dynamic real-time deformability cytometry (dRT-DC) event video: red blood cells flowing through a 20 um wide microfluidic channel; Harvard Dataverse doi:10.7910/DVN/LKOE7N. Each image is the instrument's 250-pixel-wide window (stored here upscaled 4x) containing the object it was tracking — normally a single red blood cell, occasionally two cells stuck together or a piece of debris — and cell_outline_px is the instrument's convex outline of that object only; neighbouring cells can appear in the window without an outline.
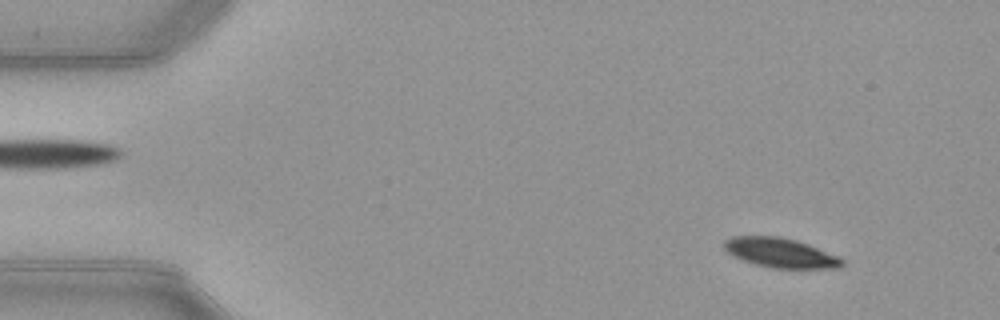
{"species": "common noctule bat (a hibernating species)", "species_latin": "Nyctalus noctula", "temperature_condition": "warm", "stored_images_in_passage": 51, "camera_frame_rate_fps": 3000, "um_per_image_px": 0.085, "animal": {"sex": "female", "body_mass_g": 21.9}, "frame": {"image": 1, "passage_image": 5, "time_ms": 1.333, "image_size_px": [1000, 320], "cell_outline_px": [[844, 264], [840, 268], [772, 268], [756, 264], [732, 256], [724, 248], [724, 240], [732, 236], [780, 236], [796, 240], [808, 244], [836, 256], [844, 260]], "centroid_in_image_um": [66.32, 21.48], "position_along_channel_um": 18.7, "area_um2": 20.17}}
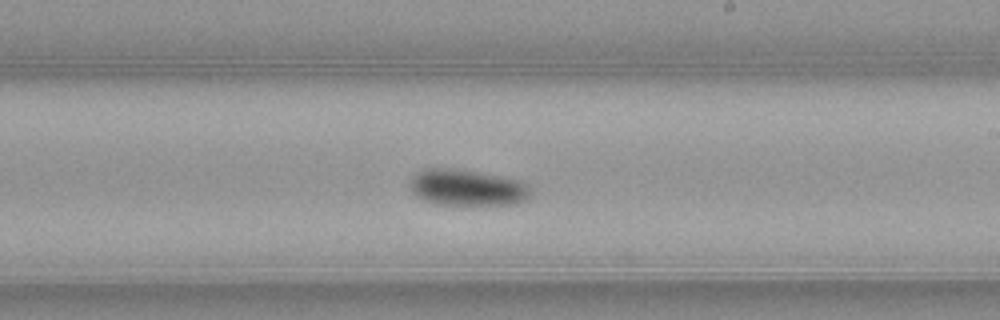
{"frame": {"image": 2, "passage_image": 30, "time_ms": 9.667, "image_size_px": [1000, 320], "cell_outline_px": [[532, 192], [528, 200], [516, 204], [436, 204], [424, 200], [416, 196], [408, 188], [408, 180], [416, 172], [424, 168], [456, 168], [480, 172], [520, 180], [528, 184]], "centroid_in_image_um": [39.68, 15.93], "position_along_channel_um": 249.3, "area_um2": 26.01}}
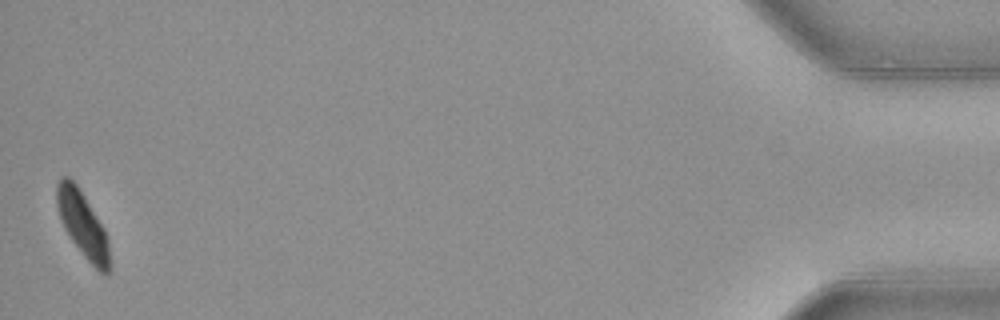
{"frame": {"image": 3, "passage_image": 51, "time_ms": 16.667, "image_size_px": [1000, 320], "cell_outline_px": [[108, 272], [100, 272], [84, 256], [72, 240], [64, 228], [56, 204], [56, 184], [60, 176], [68, 176], [76, 184], [84, 196], [104, 228], [108, 240]], "centroid_in_image_um": [6.98, 19.0], "position_along_channel_um": 428.2, "area_um2": 19.59}, "authors_computed_cell_mechanics": {"area_um2": 23.0622, "velocity_mm_per_s": 3.9552, "shape_relaxation_time_tau1_ms": 2.5562, "shape_relaxation_time_tau2_ms": null, "deformation_change_tau1": 0.1212, "deformation_change_tau2": null}}